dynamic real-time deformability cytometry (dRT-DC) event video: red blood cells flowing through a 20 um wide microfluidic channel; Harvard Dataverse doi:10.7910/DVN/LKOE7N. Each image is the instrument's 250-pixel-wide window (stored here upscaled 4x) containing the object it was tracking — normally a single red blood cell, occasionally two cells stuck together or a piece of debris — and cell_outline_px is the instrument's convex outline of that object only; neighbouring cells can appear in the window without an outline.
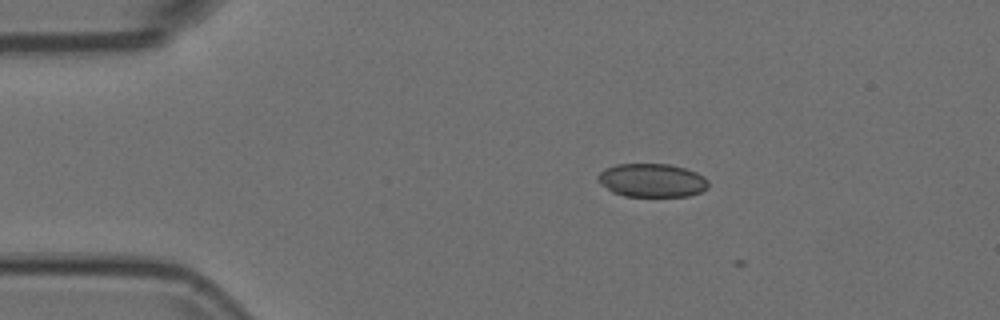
{"species": "Egyptian fruit bat (a non-hibernating species)", "species_latin": "Rousettus aegyptiacus", "temperature_condition": "room temperature", "stored_images_in_passage": 2, "camera_frame_rate_fps": 3000, "um_per_image_px": 0.085, "animal": {"sex": "female"}, "frame": {"image": 1, "passage_image": 1, "time_ms": 0.0, "image_size_px": [1000, 320], "cell_outline_px": [[708, 188], [700, 192], [688, 196], [624, 196], [612, 192], [600, 184], [596, 180], [596, 176], [604, 168], [616, 164], [668, 164], [684, 168], [696, 172], [704, 176], [708, 180]], "centroid_in_image_um": [55.38, 15.33], "position_along_channel_um": 29.6, "area_um2": 21.73}}